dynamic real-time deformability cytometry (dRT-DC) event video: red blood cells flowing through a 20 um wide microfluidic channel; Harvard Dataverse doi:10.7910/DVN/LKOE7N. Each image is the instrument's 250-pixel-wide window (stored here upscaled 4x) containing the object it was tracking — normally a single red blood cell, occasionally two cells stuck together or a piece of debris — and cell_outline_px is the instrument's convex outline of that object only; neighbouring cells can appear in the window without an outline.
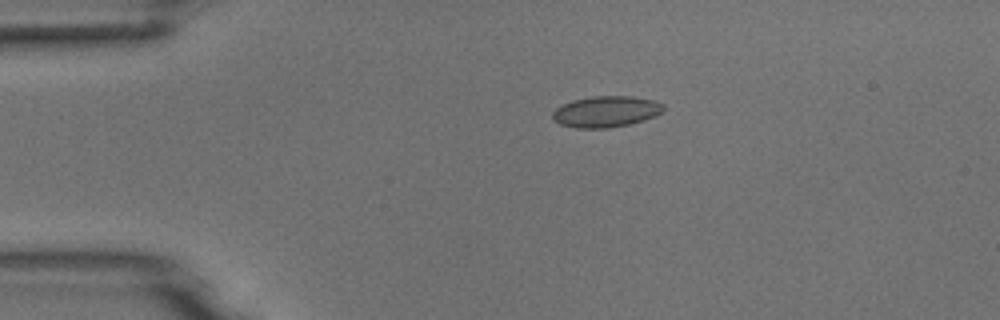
{"species": "common noctule bat (a hibernating species)", "species_latin": "Nyctalus noctula", "temperature_condition": "room temperature", "stored_images_in_passage": 4, "camera_frame_rate_fps": 3000, "um_per_image_px": 0.085, "animal": {"sex": "male", "body_mass_g": 18.8}, "frame": {"image": 1, "passage_image": 3, "time_ms": 2.333, "image_size_px": [1000, 320], "cell_outline_px": [[664, 108], [656, 116], [644, 120], [628, 124], [608, 128], [576, 128], [560, 124], [552, 120], [552, 112], [556, 108], [572, 100], [592, 96], [632, 96], [656, 100], [664, 104]], "centroid_in_image_um": [51.51, 9.48], "position_along_channel_um": 33.5, "area_um2": 20.23}}